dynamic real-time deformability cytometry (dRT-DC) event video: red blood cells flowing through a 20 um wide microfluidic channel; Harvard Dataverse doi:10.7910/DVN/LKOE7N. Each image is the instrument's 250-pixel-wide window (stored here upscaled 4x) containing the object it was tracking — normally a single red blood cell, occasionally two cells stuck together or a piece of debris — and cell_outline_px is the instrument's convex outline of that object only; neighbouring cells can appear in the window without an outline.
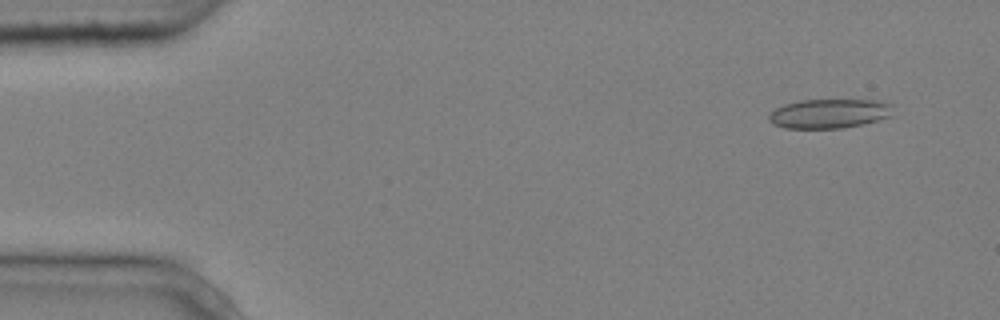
{"species": "common noctule bat (a hibernating species)", "species_latin": "Nyctalus noctula", "temperature_condition": "cold", "stored_images_in_passage": 5, "segment_of_instrument_passage": [1, 2], "camera_frame_rate_fps": 3000, "um_per_image_px": 0.085, "animal": {"sex": "male", "body_mass_g": 20.4}, "frame": {"image": 1, "passage_image": 1, "time_ms": 0.0, "image_size_px": [1000, 320], "cell_outline_px": [[892, 116], [860, 124], [840, 128], [784, 128], [772, 124], [768, 120], [768, 116], [776, 108], [784, 104], [800, 100], [876, 100], [892, 104]], "centroid_in_image_um": [70.46, 9.65], "position_along_channel_um": 14.5, "area_um2": 21.1}}
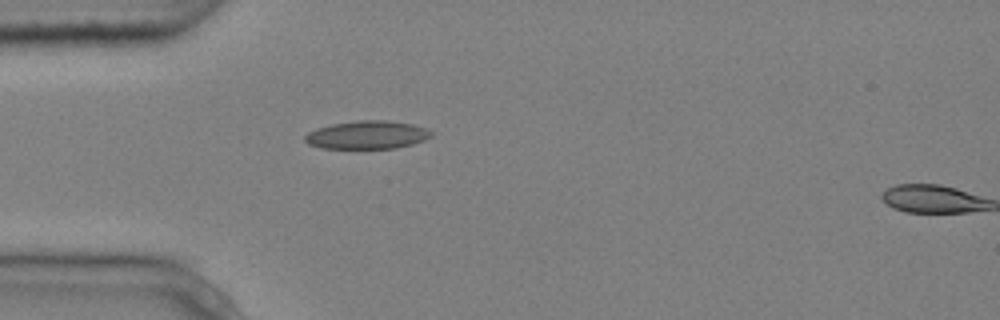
{"frame": {"image": 2, "passage_image": 4, "time_ms": 1.0, "image_size_px": [1000, 320], "cell_outline_px": [[432, 136], [424, 140], [412, 144], [396, 148], [320, 148], [308, 144], [304, 140], [304, 136], [308, 132], [316, 128], [332, 124], [360, 120], [384, 120], [412, 124], [424, 128], [432, 132]], "centroid_in_image_um": [31.18, 11.47], "position_along_channel_um": 53.8, "area_um2": 20.63}}